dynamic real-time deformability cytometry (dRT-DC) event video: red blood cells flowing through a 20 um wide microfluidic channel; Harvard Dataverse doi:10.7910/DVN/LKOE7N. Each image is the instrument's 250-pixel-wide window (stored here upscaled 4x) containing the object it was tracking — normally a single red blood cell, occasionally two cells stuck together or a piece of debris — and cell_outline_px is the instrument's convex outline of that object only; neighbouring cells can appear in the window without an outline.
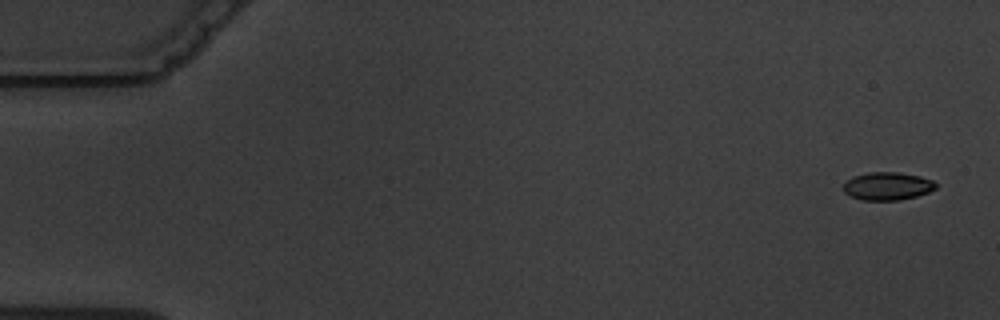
{"species": "common noctule bat (a hibernating species)", "species_latin": "Nyctalus noctula", "temperature_condition": "warm", "stored_images_in_passage": 5, "camera_frame_rate_fps": 3000, "um_per_image_px": 0.085, "animal": {"sex": "male", "body_mass_g": 19.5, "forearm_length_mm": 54.6}, "frame": {"image": 1, "passage_image": 1, "time_ms": 0.0, "image_size_px": [1000, 320], "cell_outline_px": [[936, 188], [928, 192], [916, 196], [900, 200], [860, 200], [844, 192], [844, 184], [852, 176], [868, 172], [900, 172], [920, 176], [932, 180], [936, 184]], "centroid_in_image_um": [75.43, 15.81], "position_along_channel_um": 9.6, "area_um2": 15.03}}